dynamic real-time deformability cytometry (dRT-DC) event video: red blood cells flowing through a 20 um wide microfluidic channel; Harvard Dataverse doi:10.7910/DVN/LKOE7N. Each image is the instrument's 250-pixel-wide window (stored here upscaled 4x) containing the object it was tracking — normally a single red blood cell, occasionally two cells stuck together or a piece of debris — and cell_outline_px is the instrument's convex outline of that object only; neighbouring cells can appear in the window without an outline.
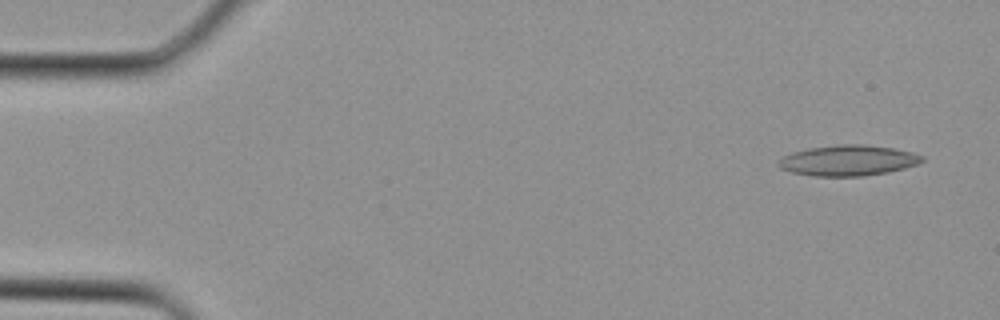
{"species": "Egyptian fruit bat (a non-hibernating species)", "species_latin": "Rousettus aegyptiacus", "temperature_condition": "cold", "stored_images_in_passage": 4, "camera_frame_rate_fps": 3000, "um_per_image_px": 0.085, "animal": {"sex": "female"}, "frame": {"image": 1, "passage_image": 1, "time_ms": 0.0, "image_size_px": [1000, 320], "cell_outline_px": [[924, 160], [916, 164], [904, 168], [888, 172], [864, 176], [812, 176], [792, 172], [780, 168], [776, 164], [784, 156], [792, 152], [808, 148], [840, 144], [864, 144], [892, 148], [912, 152], [924, 156]], "centroid_in_image_um": [72.08, 13.64], "position_along_channel_um": 12.9, "area_um2": 25.61}}